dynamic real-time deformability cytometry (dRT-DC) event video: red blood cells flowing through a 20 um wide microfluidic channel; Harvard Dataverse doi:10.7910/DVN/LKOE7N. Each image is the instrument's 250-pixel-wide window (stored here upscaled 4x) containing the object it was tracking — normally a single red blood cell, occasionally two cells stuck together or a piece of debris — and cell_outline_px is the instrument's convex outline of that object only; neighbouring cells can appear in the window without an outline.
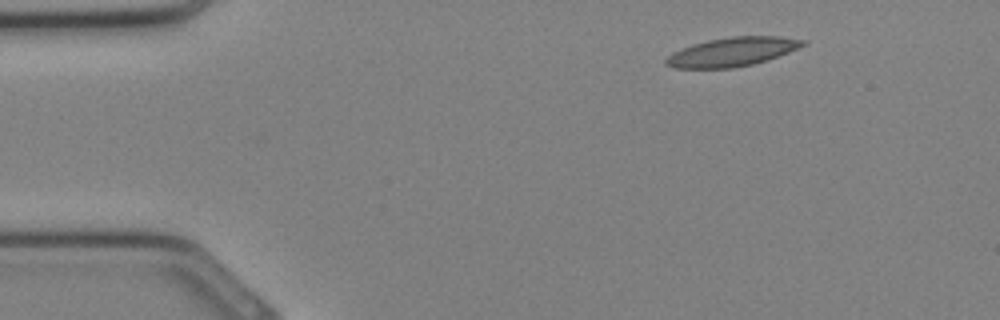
{"species": "Egyptian fruit bat (a non-hibernating species)", "species_latin": "Rousettus aegyptiacus", "temperature_condition": "cold", "stored_images_in_passage": 27, "camera_frame_rate_fps": 3000, "um_per_image_px": 0.085, "animal": {"sex": "female"}, "frame": {"image": 1, "passage_image": 1, "time_ms": 0.0, "image_size_px": [1000, 320], "cell_outline_px": [[808, 44], [768, 60], [752, 64], [732, 68], [676, 68], [664, 64], [664, 60], [672, 52], [680, 48], [692, 44], [708, 40], [732, 36], [780, 36], [808, 40]], "centroid_in_image_um": [62.25, 4.4], "position_along_channel_um": 22.8, "area_um2": 23.24}}
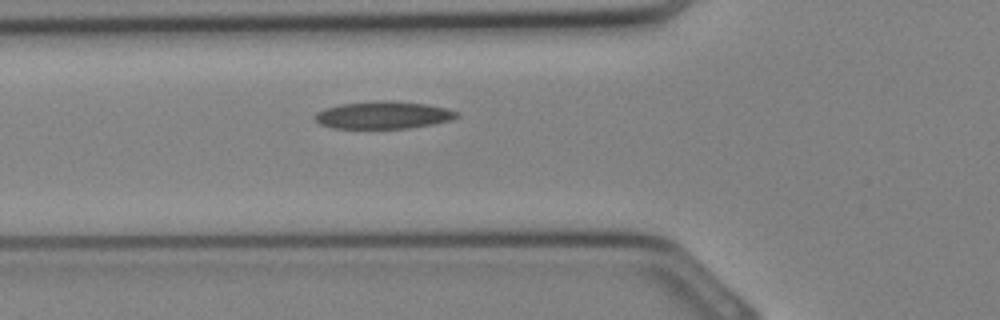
{"frame": {"image": 2, "passage_image": 8, "time_ms": 2.333, "image_size_px": [1000, 320], "cell_outline_px": [[460, 116], [452, 120], [432, 124], [408, 128], [332, 128], [320, 124], [316, 120], [316, 112], [324, 108], [340, 104], [376, 100], [392, 100], [424, 104], [448, 108], [460, 112]], "centroid_in_image_um": [32.61, 9.77], "position_along_channel_um": 93.2, "area_um2": 22.83}}
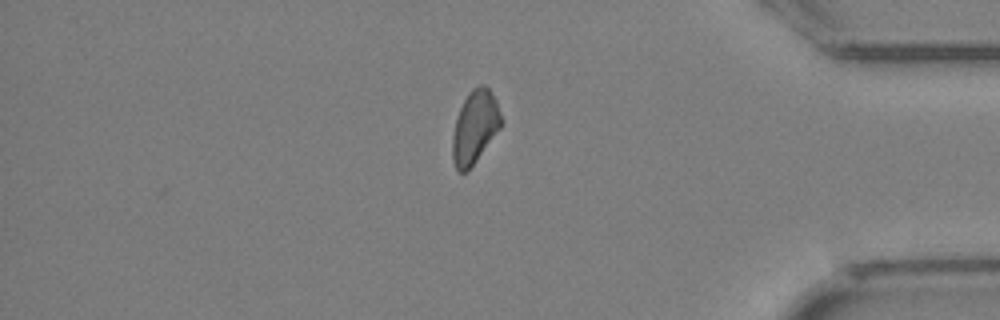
{"frame": {"image": 3, "passage_image": 24, "time_ms": 7.667, "image_size_px": [1000, 320], "cell_outline_px": [[504, 120], [500, 128], [476, 160], [464, 172], [460, 172], [456, 168], [452, 160], [452, 136], [456, 116], [468, 92], [472, 88], [480, 84], [484, 84], [488, 88], [496, 100]], "centroid_in_image_um": [40.36, 10.75], "position_along_channel_um": 394.8, "area_um2": 20.63}}